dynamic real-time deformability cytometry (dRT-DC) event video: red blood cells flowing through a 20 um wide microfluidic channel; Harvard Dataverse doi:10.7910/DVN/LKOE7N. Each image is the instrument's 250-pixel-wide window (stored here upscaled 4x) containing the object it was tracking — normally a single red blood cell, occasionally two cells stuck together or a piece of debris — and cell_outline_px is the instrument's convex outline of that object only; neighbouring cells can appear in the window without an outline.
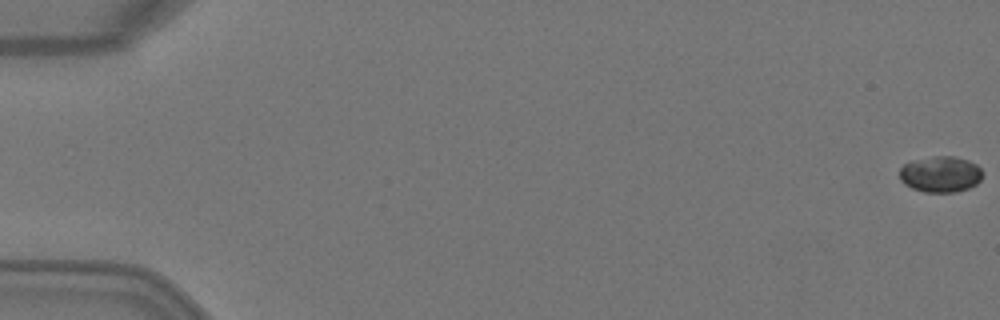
{"species": "Egyptian fruit bat (a non-hibernating species)", "species_latin": "Rousettus aegyptiacus", "temperature_condition": "warm", "stored_images_in_passage": 3, "camera_frame_rate_fps": 3000, "um_per_image_px": 0.085, "animal": {"sex": "female"}, "frame": {"image": 1, "passage_image": 1, "time_ms": 0.0, "image_size_px": [1000, 320], "cell_outline_px": [[984, 172], [980, 180], [976, 184], [968, 188], [956, 192], [924, 192], [912, 188], [904, 184], [900, 180], [900, 168], [904, 164], [912, 160], [936, 156], [952, 156], [968, 160], [976, 164]], "centroid_in_image_um": [79.94, 14.81], "position_along_channel_um": 5.1, "area_um2": 17.51}}